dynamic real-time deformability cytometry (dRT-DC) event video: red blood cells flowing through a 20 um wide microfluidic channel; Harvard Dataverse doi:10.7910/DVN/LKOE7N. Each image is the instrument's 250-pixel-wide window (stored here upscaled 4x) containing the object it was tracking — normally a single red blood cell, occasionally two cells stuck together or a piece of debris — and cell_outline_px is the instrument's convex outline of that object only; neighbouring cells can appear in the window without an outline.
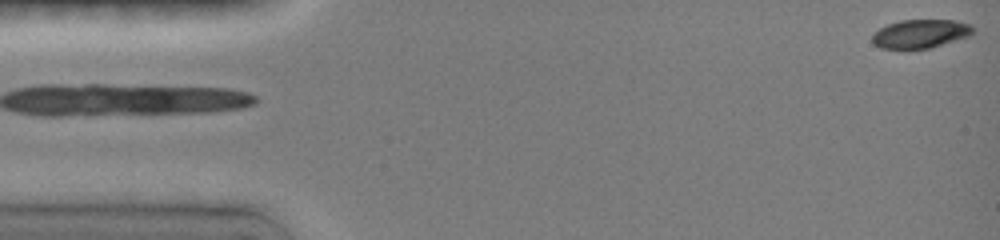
{"species": "common noctule bat (a hibernating species)", "species_latin": "Nyctalus noctula", "temperature_condition": "room temperature", "stored_images_in_passage": 5, "segment_of_instrument_passage": [2, 2], "camera_frame_rate_fps": 3000, "um_per_image_px": 0.085, "animal": {"sex": "female", "body_mass_g": 19.0, "forearm_length_mm": 51.5}, "frame": {"image": 1, "passage_image": 5, "time_ms": 4.333, "image_size_px": [1000, 240], "cell_outline_px": [[976, 28], [968, 36], [932, 48], [880, 48], [872, 44], [872, 36], [880, 28], [888, 24], [900, 20], [956, 20], [972, 24]], "centroid_in_image_um": [78.27, 2.86], "position_along_channel_um": 6.7, "area_um2": 16.82}}